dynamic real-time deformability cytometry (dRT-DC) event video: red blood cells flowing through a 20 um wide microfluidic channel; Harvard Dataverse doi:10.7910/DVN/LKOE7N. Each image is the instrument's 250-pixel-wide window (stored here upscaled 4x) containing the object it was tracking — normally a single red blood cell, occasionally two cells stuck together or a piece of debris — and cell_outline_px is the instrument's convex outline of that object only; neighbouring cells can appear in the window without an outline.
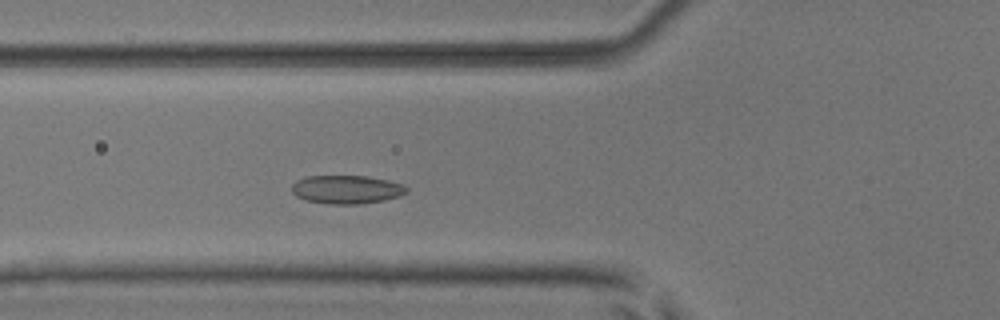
{"species": "common noctule bat (a hibernating species)", "species_latin": "Nyctalus noctula", "temperature_condition": "room temperature", "stored_images_in_passage": 47, "camera_frame_rate_fps": 3000, "um_per_image_px": 0.085, "animal": {"sex": "male", "body_mass_g": 17.9, "forearm_length_mm": 54.2}, "frame": {"image": 1, "passage_image": 14, "time_ms": 4.333, "image_size_px": [1000, 320], "cell_outline_px": [[408, 192], [400, 196], [384, 200], [360, 204], [328, 204], [304, 200], [296, 196], [292, 192], [292, 184], [296, 180], [304, 176], [368, 176], [388, 180], [404, 184], [408, 188]], "centroid_in_image_um": [29.46, 16.1], "position_along_channel_um": 96.3, "area_um2": 19.31}}
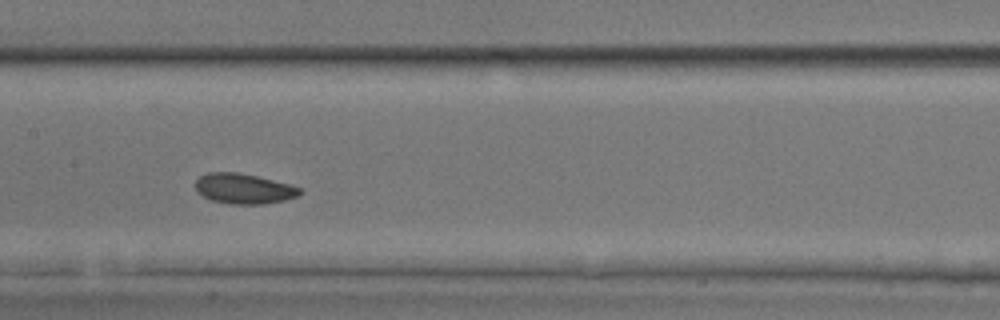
{"frame": {"image": 2, "passage_image": 21, "time_ms": 6.667, "image_size_px": [1000, 320], "cell_outline_px": [[304, 192], [300, 196], [284, 200], [264, 204], [228, 204], [212, 200], [196, 192], [196, 180], [200, 176], [208, 172], [236, 172], [256, 176], [288, 184], [300, 188]], "centroid_in_image_um": [20.73, 16.04], "position_along_channel_um": 186.7, "area_um2": 18.38}}
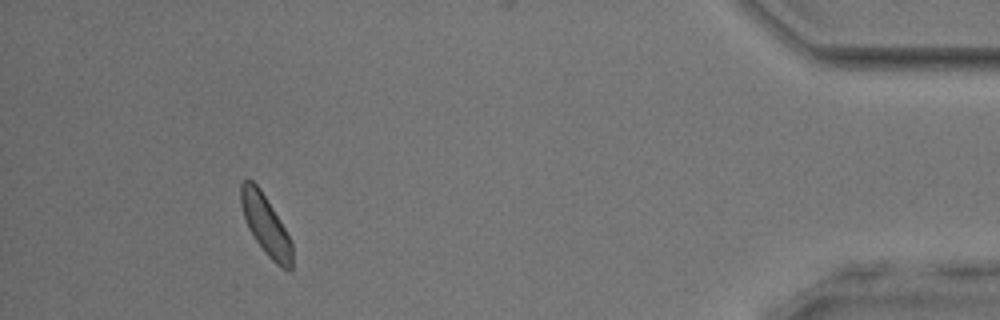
{"frame": {"image": 3, "passage_image": 43, "time_ms": 14.0, "image_size_px": [1000, 320], "cell_outline_px": [[292, 268], [288, 272], [280, 268], [268, 256], [256, 240], [248, 228], [240, 204], [240, 184], [244, 180], [252, 180], [260, 188], [280, 220], [292, 244]], "centroid_in_image_um": [22.58, 19.13], "position_along_channel_um": 412.6, "area_um2": 17.74}, "authors_computed_cell_mechanics": {"area_um2": 18.4382, "velocity_mm_per_s": 3.8854, "shape_relaxation_time_tau1_ms": 2.5886, "shape_relaxation_time_tau2_ms": null, "deformation_change_tau1": 0.0586, "deformation_change_tau2": null}}